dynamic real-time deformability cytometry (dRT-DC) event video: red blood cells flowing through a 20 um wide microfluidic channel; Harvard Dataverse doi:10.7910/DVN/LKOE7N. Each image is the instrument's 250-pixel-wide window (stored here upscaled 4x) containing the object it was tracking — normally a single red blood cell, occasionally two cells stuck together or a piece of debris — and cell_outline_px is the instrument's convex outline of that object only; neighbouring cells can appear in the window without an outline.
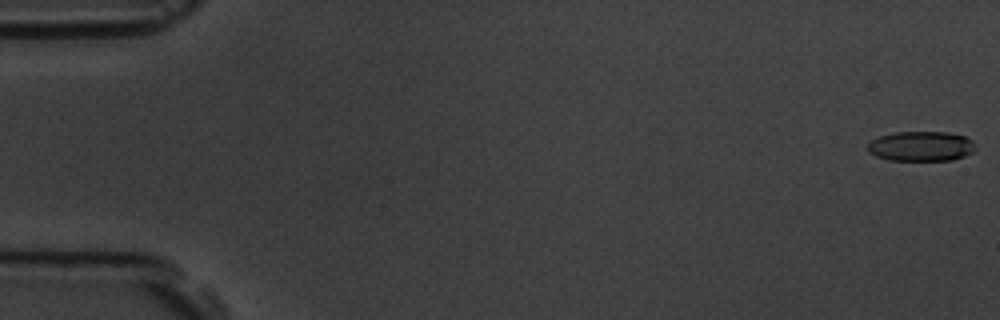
{"species": "common noctule bat (a hibernating species)", "species_latin": "Nyctalus noctula", "temperature_condition": "room temperature", "stored_images_in_passage": 5, "camera_frame_rate_fps": 3000, "um_per_image_px": 0.085, "animal": {"sex": "male", "body_mass_g": 19.5, "forearm_length_mm": 54.6}, "frame": {"image": 1, "passage_image": 1, "time_ms": 0.0, "image_size_px": [1000, 320], "cell_outline_px": [[976, 148], [972, 152], [964, 156], [952, 160], [888, 160], [876, 156], [868, 152], [868, 144], [872, 140], [880, 136], [896, 132], [948, 132], [964, 136], [972, 140], [976, 144]], "centroid_in_image_um": [78.31, 12.43], "position_along_channel_um": 6.7, "area_um2": 18.79}}
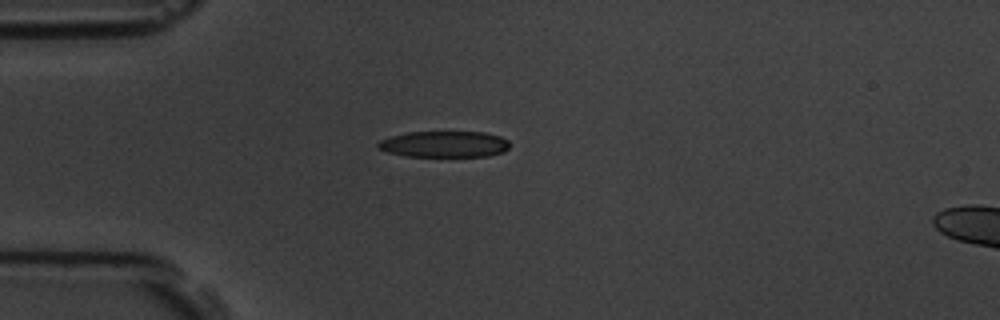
{"frame": {"image": 2, "passage_image": 4, "time_ms": 4.667, "image_size_px": [1000, 320], "cell_outline_px": [[508, 148], [504, 152], [488, 156], [408, 156], [388, 152], [376, 148], [376, 144], [380, 140], [392, 136], [408, 132], [484, 132], [500, 136], [508, 140]], "centroid_in_image_um": [37.76, 12.25], "position_along_channel_um": 47.2, "area_um2": 20.06}}